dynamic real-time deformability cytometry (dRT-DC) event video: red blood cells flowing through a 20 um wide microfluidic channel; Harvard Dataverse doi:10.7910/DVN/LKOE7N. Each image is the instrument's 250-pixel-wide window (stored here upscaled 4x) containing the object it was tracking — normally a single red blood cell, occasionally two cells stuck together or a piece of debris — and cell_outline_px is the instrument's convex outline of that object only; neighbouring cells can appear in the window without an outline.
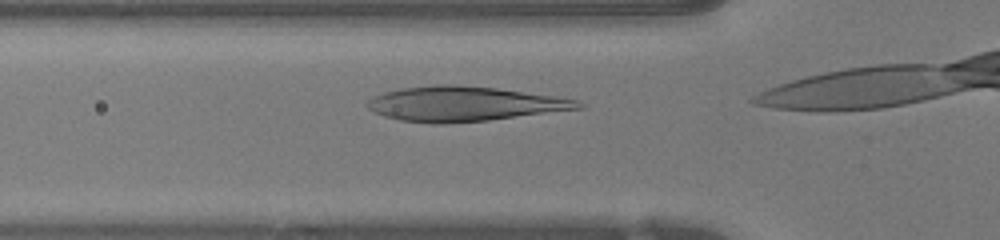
{"species": "human", "species_latin": "Homo sapiens", "temperature_condition": "warm", "stored_images_in_passage": 6, "camera_frame_rate_fps": 3000, "um_per_image_px": 0.085, "donor": {"sex": "female"}, "frame": {"image": 1, "passage_image": 2, "time_ms": 0.333, "image_size_px": [1000, 240], "cell_outline_px": [[584, 108], [488, 120], [444, 124], [432, 124], [400, 120], [384, 116], [368, 108], [364, 104], [372, 96], [384, 92], [400, 88], [436, 84], [456, 84], [496, 88], [556, 96], [576, 100], [584, 104]], "centroid_in_image_um": [39.41, 8.82], "position_along_channel_um": 86.4, "area_um2": 42.83}}
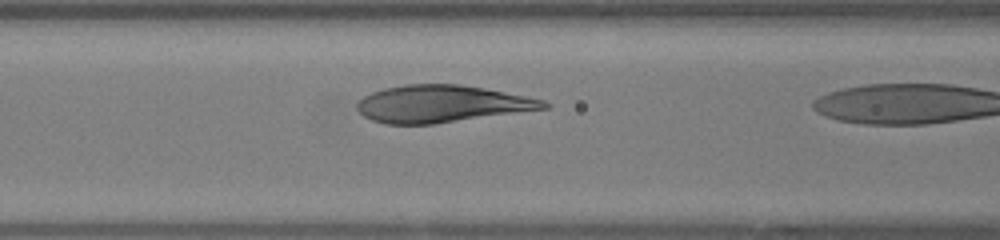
{"frame": {"image": 2, "passage_image": 5, "time_ms": 1.333, "image_size_px": [1000, 240], "cell_outline_px": [[552, 104], [548, 108], [432, 124], [384, 124], [372, 120], [364, 116], [356, 108], [356, 104], [364, 96], [372, 92], [384, 88], [404, 84], [460, 84], [484, 88], [544, 100]], "centroid_in_image_um": [37.51, 8.82], "position_along_channel_um": 129.1, "area_um2": 40.17}}